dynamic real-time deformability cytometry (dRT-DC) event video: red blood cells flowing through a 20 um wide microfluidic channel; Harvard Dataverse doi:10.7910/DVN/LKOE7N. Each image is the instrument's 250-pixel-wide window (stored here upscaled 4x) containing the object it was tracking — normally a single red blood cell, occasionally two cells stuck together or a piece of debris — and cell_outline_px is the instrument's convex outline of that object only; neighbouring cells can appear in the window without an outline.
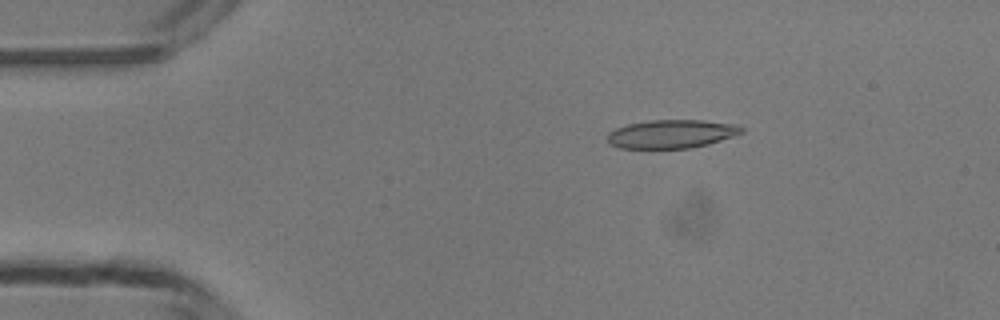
{"species": "common noctule bat (a hibernating species)", "species_latin": "Nyctalus noctula", "temperature_condition": "room temperature", "stored_images_in_passage": 36, "camera_frame_rate_fps": 3000, "um_per_image_px": 0.085, "animal": {"sex": "male", "body_mass_g": 13.3}, "frame": {"image": 1, "passage_image": 2, "time_ms": 0.333, "image_size_px": [1000, 320], "cell_outline_px": [[744, 132], [708, 144], [688, 148], [620, 148], [612, 144], [608, 140], [608, 132], [616, 128], [628, 124], [648, 120], [704, 120], [740, 124], [744, 128]], "centroid_in_image_um": [57.12, 11.37], "position_along_channel_um": 27.9, "area_um2": 22.25}}
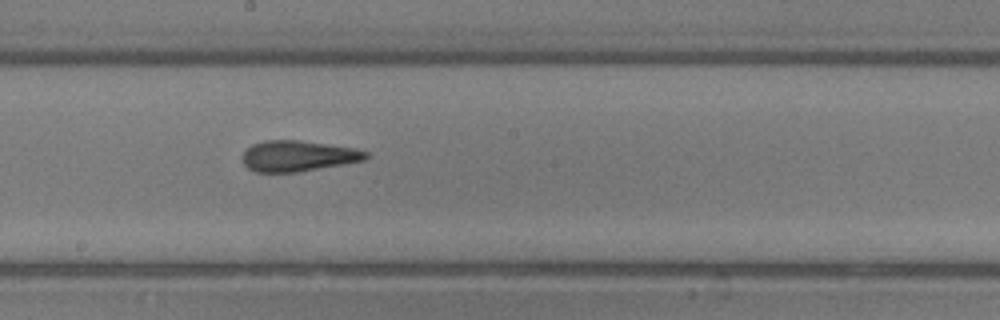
{"frame": {"image": 2, "passage_image": 20, "time_ms": 6.333, "image_size_px": [1000, 320], "cell_outline_px": [[368, 156], [364, 160], [296, 172], [256, 172], [248, 168], [244, 164], [244, 148], [252, 144], [264, 140], [296, 140], [356, 148], [368, 152]], "centroid_in_image_um": [25.3, 13.25], "position_along_channel_um": 222.9, "area_um2": 21.91}}
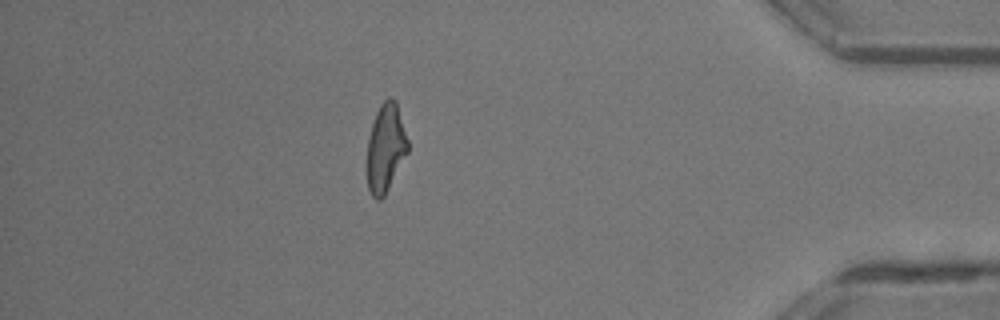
{"frame": {"image": 3, "passage_image": 36, "time_ms": 11.667, "image_size_px": [1000, 320], "cell_outline_px": [[408, 152], [384, 196], [380, 200], [376, 200], [372, 196], [368, 188], [368, 136], [376, 112], [380, 104], [388, 96], [392, 96], [396, 100], [408, 140]], "centroid_in_image_um": [32.79, 12.54], "position_along_channel_um": 402.4, "area_um2": 20.87}, "authors_computed_cell_mechanics": {"area_um2": 22.2241, "velocity_mm_per_s": 4.2145, "shape_relaxation_time_tau1_ms": null, "shape_relaxation_time_tau2_ms": 2.0802, "deformation_change_tau1": null, "deformation_change_tau2": 0.1109}}